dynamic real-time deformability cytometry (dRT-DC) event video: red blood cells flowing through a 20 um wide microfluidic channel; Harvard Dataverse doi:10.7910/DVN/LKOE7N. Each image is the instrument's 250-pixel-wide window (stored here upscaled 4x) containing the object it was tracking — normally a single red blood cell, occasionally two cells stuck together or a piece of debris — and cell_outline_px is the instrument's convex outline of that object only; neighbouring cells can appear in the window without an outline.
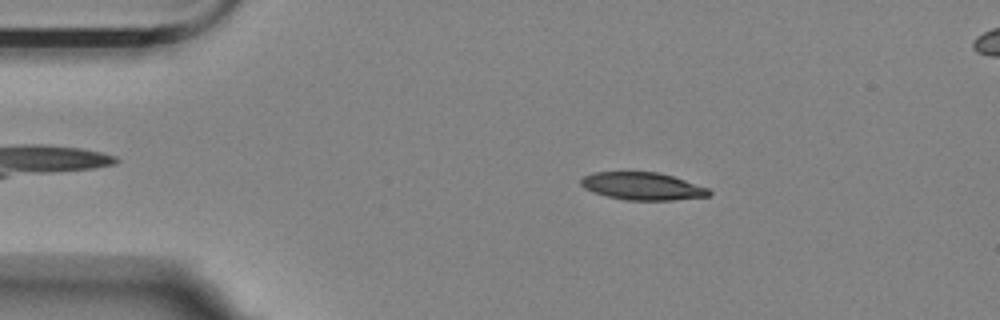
{"species": "Egyptian fruit bat (a non-hibernating species)", "species_latin": "Rousettus aegyptiacus", "temperature_condition": "room temperature", "stored_images_in_passage": 46, "camera_frame_rate_fps": 3000, "um_per_image_px": 0.085, "animal": {"sex": "female"}, "frame": {"image": 1, "passage_image": 8, "time_ms": 2.333, "image_size_px": [1000, 320], "cell_outline_px": [[712, 192], [708, 196], [672, 200], [624, 200], [608, 196], [584, 188], [580, 184], [580, 180], [584, 176], [592, 172], [660, 172], [708, 188]], "centroid_in_image_um": [54.6, 15.82], "position_along_channel_um": 30.4, "area_um2": 20.4}}
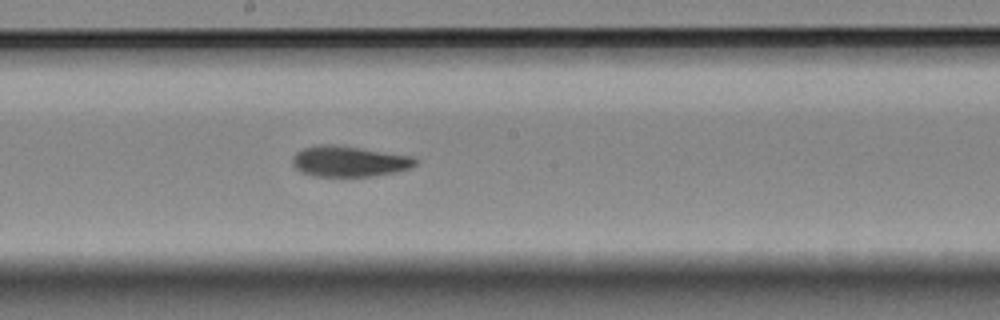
{"frame": {"image": 2, "passage_image": 28, "time_ms": 9.0, "image_size_px": [1000, 320], "cell_outline_px": [[420, 160], [412, 168], [396, 172], [372, 176], [312, 176], [300, 172], [292, 164], [292, 156], [296, 152], [304, 148], [320, 144], [332, 144], [412, 156]], "centroid_in_image_um": [29.67, 13.72], "position_along_channel_um": 218.5, "area_um2": 22.08}}
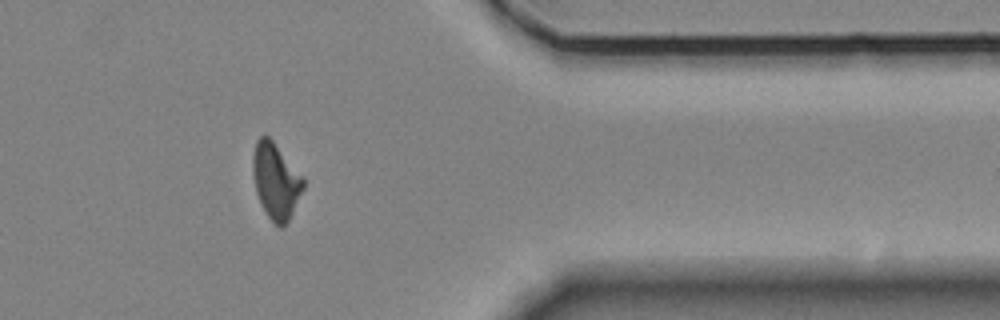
{"frame": {"image": 3, "passage_image": 44, "time_ms": 14.333, "image_size_px": [1000, 320], "cell_outline_px": [[304, 188], [288, 220], [280, 228], [268, 216], [260, 204], [256, 192], [252, 172], [252, 156], [256, 140], [260, 136], [268, 136], [272, 140], [304, 176]], "centroid_in_image_um": [23.43, 15.35], "position_along_channel_um": 388.0, "area_um2": 22.25}, "authors_computed_cell_mechanics": {"area_um2": 22.253, "velocity_mm_per_s": 3.5215, "shape_relaxation_time_tau1_ms": 5.4309, "shape_relaxation_time_tau2_ms": 4.6089, "deformation_change_tau1": 0.1572, "deformation_change_tau2": 0.1106}}